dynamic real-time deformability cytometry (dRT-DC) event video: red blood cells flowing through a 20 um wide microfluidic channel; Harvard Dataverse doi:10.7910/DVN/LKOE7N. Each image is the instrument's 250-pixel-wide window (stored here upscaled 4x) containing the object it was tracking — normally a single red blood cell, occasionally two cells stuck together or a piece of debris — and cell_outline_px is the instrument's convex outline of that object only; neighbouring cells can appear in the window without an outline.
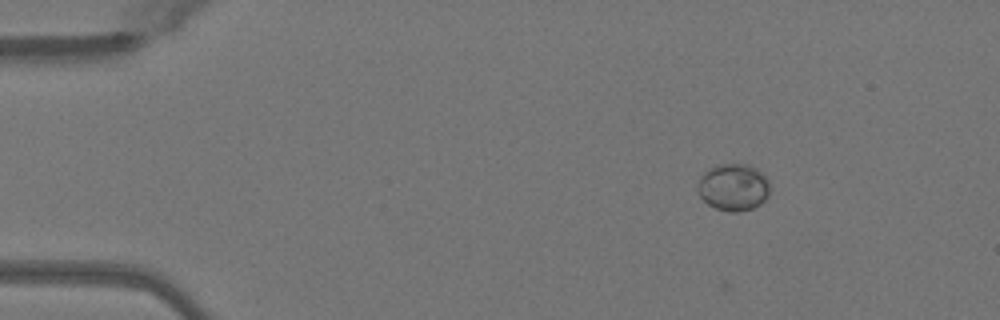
{"species": "Egyptian fruit bat (a non-hibernating species)", "species_latin": "Rousettus aegyptiacus", "temperature_condition": "warm", "stored_images_in_passage": 44, "camera_frame_rate_fps": 3000, "um_per_image_px": 0.085, "animal": {"sex": "female"}, "frame": {"image": 1, "passage_image": 1, "time_ms": 0.0, "image_size_px": [1000, 320], "cell_outline_px": [[768, 196], [760, 204], [752, 208], [740, 212], [728, 212], [716, 208], [708, 204], [700, 196], [700, 176], [704, 172], [720, 164], [744, 164], [756, 168], [768, 180]], "centroid_in_image_um": [62.36, 15.93], "position_along_channel_um": 22.6, "area_um2": 19.36}}
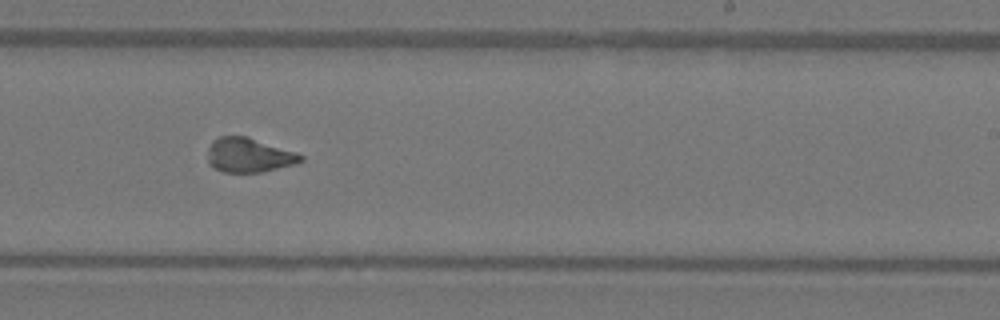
{"frame": {"image": 2, "passage_image": 25, "time_ms": 8.0, "image_size_px": [1000, 320], "cell_outline_px": [[304, 160], [292, 164], [260, 172], [224, 172], [208, 164], [208, 148], [212, 140], [220, 136], [248, 136], [296, 152], [304, 156]], "centroid_in_image_um": [21.13, 13.17], "position_along_channel_um": 267.9, "area_um2": 18.55}}
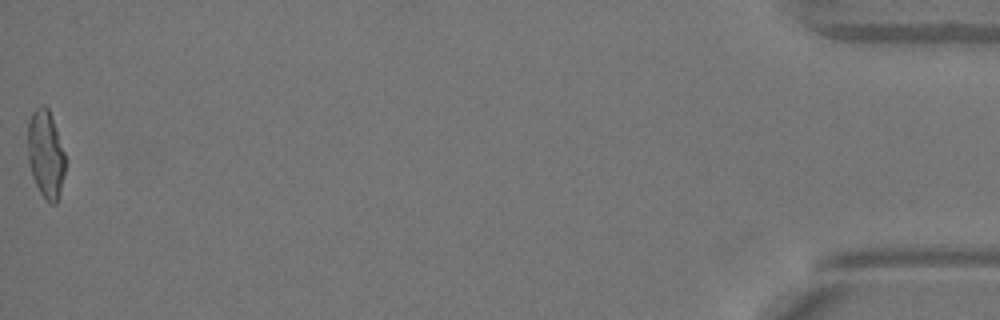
{"frame": {"image": 3, "passage_image": 44, "time_ms": 14.333, "image_size_px": [1000, 320], "cell_outline_px": [[64, 176], [60, 196], [56, 204], [52, 204], [40, 192], [32, 176], [28, 160], [28, 120], [32, 112], [40, 104], [44, 104], [48, 108], [64, 152]], "centroid_in_image_um": [3.87, 13.1], "position_along_channel_um": 431.3, "area_um2": 19.02}, "authors_computed_cell_mechanics": {"area_um2": 18.9295, "velocity_mm_per_s": 4.1006, "shape_relaxation_time_tau1_ms": 10.4845, "shape_relaxation_time_tau2_ms": 0.7597, "deformation_change_tau1": 0.1896, "deformation_change_tau2": 0.0738}}